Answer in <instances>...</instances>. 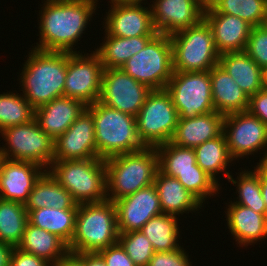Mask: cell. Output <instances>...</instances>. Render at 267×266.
Masks as SVG:
<instances>
[{"instance_id": "cell-20", "label": "cell", "mask_w": 267, "mask_h": 266, "mask_svg": "<svg viewBox=\"0 0 267 266\" xmlns=\"http://www.w3.org/2000/svg\"><path fill=\"white\" fill-rule=\"evenodd\" d=\"M78 99L59 97L34 109L39 127L54 141L61 136L86 109Z\"/></svg>"}, {"instance_id": "cell-23", "label": "cell", "mask_w": 267, "mask_h": 266, "mask_svg": "<svg viewBox=\"0 0 267 266\" xmlns=\"http://www.w3.org/2000/svg\"><path fill=\"white\" fill-rule=\"evenodd\" d=\"M212 101L216 112L228 115L244 112L249 107V96L219 64L209 70Z\"/></svg>"}, {"instance_id": "cell-32", "label": "cell", "mask_w": 267, "mask_h": 266, "mask_svg": "<svg viewBox=\"0 0 267 266\" xmlns=\"http://www.w3.org/2000/svg\"><path fill=\"white\" fill-rule=\"evenodd\" d=\"M194 151L197 165L218 184L216 174L224 172L228 164L233 161L224 134L205 141L195 147Z\"/></svg>"}, {"instance_id": "cell-30", "label": "cell", "mask_w": 267, "mask_h": 266, "mask_svg": "<svg viewBox=\"0 0 267 266\" xmlns=\"http://www.w3.org/2000/svg\"><path fill=\"white\" fill-rule=\"evenodd\" d=\"M154 36L123 38L106 33V42L95 52L99 55L105 69L121 68L133 55L141 51Z\"/></svg>"}, {"instance_id": "cell-6", "label": "cell", "mask_w": 267, "mask_h": 266, "mask_svg": "<svg viewBox=\"0 0 267 266\" xmlns=\"http://www.w3.org/2000/svg\"><path fill=\"white\" fill-rule=\"evenodd\" d=\"M49 168L48 172L77 204L107 200L105 159L53 161Z\"/></svg>"}, {"instance_id": "cell-27", "label": "cell", "mask_w": 267, "mask_h": 266, "mask_svg": "<svg viewBox=\"0 0 267 266\" xmlns=\"http://www.w3.org/2000/svg\"><path fill=\"white\" fill-rule=\"evenodd\" d=\"M16 248L43 258L51 265L57 263L69 252L68 245L61 238L29 222Z\"/></svg>"}, {"instance_id": "cell-35", "label": "cell", "mask_w": 267, "mask_h": 266, "mask_svg": "<svg viewBox=\"0 0 267 266\" xmlns=\"http://www.w3.org/2000/svg\"><path fill=\"white\" fill-rule=\"evenodd\" d=\"M159 170L167 176L177 177L178 172L196 171L194 148L177 146L171 142L156 146Z\"/></svg>"}, {"instance_id": "cell-46", "label": "cell", "mask_w": 267, "mask_h": 266, "mask_svg": "<svg viewBox=\"0 0 267 266\" xmlns=\"http://www.w3.org/2000/svg\"><path fill=\"white\" fill-rule=\"evenodd\" d=\"M51 266H84L83 253L68 252L62 259Z\"/></svg>"}, {"instance_id": "cell-44", "label": "cell", "mask_w": 267, "mask_h": 266, "mask_svg": "<svg viewBox=\"0 0 267 266\" xmlns=\"http://www.w3.org/2000/svg\"><path fill=\"white\" fill-rule=\"evenodd\" d=\"M9 266H51L45 259L25 253L14 247L10 256Z\"/></svg>"}, {"instance_id": "cell-42", "label": "cell", "mask_w": 267, "mask_h": 266, "mask_svg": "<svg viewBox=\"0 0 267 266\" xmlns=\"http://www.w3.org/2000/svg\"><path fill=\"white\" fill-rule=\"evenodd\" d=\"M107 266H136L119 243L98 252Z\"/></svg>"}, {"instance_id": "cell-17", "label": "cell", "mask_w": 267, "mask_h": 266, "mask_svg": "<svg viewBox=\"0 0 267 266\" xmlns=\"http://www.w3.org/2000/svg\"><path fill=\"white\" fill-rule=\"evenodd\" d=\"M151 11L155 30L171 35L197 25L204 19L205 7L197 0H155Z\"/></svg>"}, {"instance_id": "cell-45", "label": "cell", "mask_w": 267, "mask_h": 266, "mask_svg": "<svg viewBox=\"0 0 267 266\" xmlns=\"http://www.w3.org/2000/svg\"><path fill=\"white\" fill-rule=\"evenodd\" d=\"M254 170L259 174L261 195L267 209V159H261Z\"/></svg>"}, {"instance_id": "cell-21", "label": "cell", "mask_w": 267, "mask_h": 266, "mask_svg": "<svg viewBox=\"0 0 267 266\" xmlns=\"http://www.w3.org/2000/svg\"><path fill=\"white\" fill-rule=\"evenodd\" d=\"M219 54L245 51L253 26L239 17L224 13H204Z\"/></svg>"}, {"instance_id": "cell-1", "label": "cell", "mask_w": 267, "mask_h": 266, "mask_svg": "<svg viewBox=\"0 0 267 266\" xmlns=\"http://www.w3.org/2000/svg\"><path fill=\"white\" fill-rule=\"evenodd\" d=\"M98 0H46L41 7L39 44L44 51H74L83 31L95 13ZM96 3V4H95ZM96 5V6H95Z\"/></svg>"}, {"instance_id": "cell-26", "label": "cell", "mask_w": 267, "mask_h": 266, "mask_svg": "<svg viewBox=\"0 0 267 266\" xmlns=\"http://www.w3.org/2000/svg\"><path fill=\"white\" fill-rule=\"evenodd\" d=\"M154 185L158 192L161 210L165 214L176 216L187 211H197L202 207V203L186 190L177 178L167 176L160 170L157 171Z\"/></svg>"}, {"instance_id": "cell-7", "label": "cell", "mask_w": 267, "mask_h": 266, "mask_svg": "<svg viewBox=\"0 0 267 266\" xmlns=\"http://www.w3.org/2000/svg\"><path fill=\"white\" fill-rule=\"evenodd\" d=\"M174 71H209L219 64L210 26L203 19L197 25L170 35Z\"/></svg>"}, {"instance_id": "cell-24", "label": "cell", "mask_w": 267, "mask_h": 266, "mask_svg": "<svg viewBox=\"0 0 267 266\" xmlns=\"http://www.w3.org/2000/svg\"><path fill=\"white\" fill-rule=\"evenodd\" d=\"M226 211L228 229L239 246H248L267 237V217L251 208L230 203Z\"/></svg>"}, {"instance_id": "cell-14", "label": "cell", "mask_w": 267, "mask_h": 266, "mask_svg": "<svg viewBox=\"0 0 267 266\" xmlns=\"http://www.w3.org/2000/svg\"><path fill=\"white\" fill-rule=\"evenodd\" d=\"M223 134L233 160L267 148V126L248 110L225 115ZM266 152L262 159H267Z\"/></svg>"}, {"instance_id": "cell-28", "label": "cell", "mask_w": 267, "mask_h": 266, "mask_svg": "<svg viewBox=\"0 0 267 266\" xmlns=\"http://www.w3.org/2000/svg\"><path fill=\"white\" fill-rule=\"evenodd\" d=\"M24 205L27 212L45 207L55 209L78 208V204L69 191L61 186L48 170L36 181L28 201Z\"/></svg>"}, {"instance_id": "cell-34", "label": "cell", "mask_w": 267, "mask_h": 266, "mask_svg": "<svg viewBox=\"0 0 267 266\" xmlns=\"http://www.w3.org/2000/svg\"><path fill=\"white\" fill-rule=\"evenodd\" d=\"M28 222L23 203L0 199V242L17 247Z\"/></svg>"}, {"instance_id": "cell-33", "label": "cell", "mask_w": 267, "mask_h": 266, "mask_svg": "<svg viewBox=\"0 0 267 266\" xmlns=\"http://www.w3.org/2000/svg\"><path fill=\"white\" fill-rule=\"evenodd\" d=\"M204 13H224L261 26L267 13V0H210Z\"/></svg>"}, {"instance_id": "cell-43", "label": "cell", "mask_w": 267, "mask_h": 266, "mask_svg": "<svg viewBox=\"0 0 267 266\" xmlns=\"http://www.w3.org/2000/svg\"><path fill=\"white\" fill-rule=\"evenodd\" d=\"M248 111L267 126V90L262 88L250 97Z\"/></svg>"}, {"instance_id": "cell-15", "label": "cell", "mask_w": 267, "mask_h": 266, "mask_svg": "<svg viewBox=\"0 0 267 266\" xmlns=\"http://www.w3.org/2000/svg\"><path fill=\"white\" fill-rule=\"evenodd\" d=\"M98 158L92 114L85 109L74 123L54 141L53 161Z\"/></svg>"}, {"instance_id": "cell-38", "label": "cell", "mask_w": 267, "mask_h": 266, "mask_svg": "<svg viewBox=\"0 0 267 266\" xmlns=\"http://www.w3.org/2000/svg\"><path fill=\"white\" fill-rule=\"evenodd\" d=\"M118 243L136 266H147L155 253L152 243L140 230L119 233Z\"/></svg>"}, {"instance_id": "cell-49", "label": "cell", "mask_w": 267, "mask_h": 266, "mask_svg": "<svg viewBox=\"0 0 267 266\" xmlns=\"http://www.w3.org/2000/svg\"><path fill=\"white\" fill-rule=\"evenodd\" d=\"M143 0H111L112 5H118V4H142L141 2Z\"/></svg>"}, {"instance_id": "cell-47", "label": "cell", "mask_w": 267, "mask_h": 266, "mask_svg": "<svg viewBox=\"0 0 267 266\" xmlns=\"http://www.w3.org/2000/svg\"><path fill=\"white\" fill-rule=\"evenodd\" d=\"M84 266H107L102 256L97 253H83Z\"/></svg>"}, {"instance_id": "cell-2", "label": "cell", "mask_w": 267, "mask_h": 266, "mask_svg": "<svg viewBox=\"0 0 267 266\" xmlns=\"http://www.w3.org/2000/svg\"><path fill=\"white\" fill-rule=\"evenodd\" d=\"M20 75L25 99L35 109L63 97L67 52L32 48Z\"/></svg>"}, {"instance_id": "cell-19", "label": "cell", "mask_w": 267, "mask_h": 266, "mask_svg": "<svg viewBox=\"0 0 267 266\" xmlns=\"http://www.w3.org/2000/svg\"><path fill=\"white\" fill-rule=\"evenodd\" d=\"M33 162L3 160L0 173V199L25 204L36 181L46 171Z\"/></svg>"}, {"instance_id": "cell-12", "label": "cell", "mask_w": 267, "mask_h": 266, "mask_svg": "<svg viewBox=\"0 0 267 266\" xmlns=\"http://www.w3.org/2000/svg\"><path fill=\"white\" fill-rule=\"evenodd\" d=\"M103 64L99 55L67 52V74L63 96L81 100L86 106L98 101Z\"/></svg>"}, {"instance_id": "cell-36", "label": "cell", "mask_w": 267, "mask_h": 266, "mask_svg": "<svg viewBox=\"0 0 267 266\" xmlns=\"http://www.w3.org/2000/svg\"><path fill=\"white\" fill-rule=\"evenodd\" d=\"M239 174L238 180L236 181L232 178L229 171H225L228 181L235 184V186L237 183L239 194V198L237 197V199L239 200L231 203L251 208L256 213L264 214L267 217V209L261 195L259 174L255 170H244V172L242 171Z\"/></svg>"}, {"instance_id": "cell-16", "label": "cell", "mask_w": 267, "mask_h": 266, "mask_svg": "<svg viewBox=\"0 0 267 266\" xmlns=\"http://www.w3.org/2000/svg\"><path fill=\"white\" fill-rule=\"evenodd\" d=\"M119 233L140 230L154 216L162 214L160 200L154 184L116 200Z\"/></svg>"}, {"instance_id": "cell-52", "label": "cell", "mask_w": 267, "mask_h": 266, "mask_svg": "<svg viewBox=\"0 0 267 266\" xmlns=\"http://www.w3.org/2000/svg\"><path fill=\"white\" fill-rule=\"evenodd\" d=\"M261 26L267 30V13H266L265 19L263 20V23Z\"/></svg>"}, {"instance_id": "cell-25", "label": "cell", "mask_w": 267, "mask_h": 266, "mask_svg": "<svg viewBox=\"0 0 267 266\" xmlns=\"http://www.w3.org/2000/svg\"><path fill=\"white\" fill-rule=\"evenodd\" d=\"M219 65L249 98L263 88L264 70L245 51L220 54Z\"/></svg>"}, {"instance_id": "cell-4", "label": "cell", "mask_w": 267, "mask_h": 266, "mask_svg": "<svg viewBox=\"0 0 267 266\" xmlns=\"http://www.w3.org/2000/svg\"><path fill=\"white\" fill-rule=\"evenodd\" d=\"M117 211L109 200L78 204L71 253H97L118 243Z\"/></svg>"}, {"instance_id": "cell-31", "label": "cell", "mask_w": 267, "mask_h": 266, "mask_svg": "<svg viewBox=\"0 0 267 266\" xmlns=\"http://www.w3.org/2000/svg\"><path fill=\"white\" fill-rule=\"evenodd\" d=\"M175 215L162 213L149 219L140 231L152 243L155 252H169L181 248L177 239L179 225Z\"/></svg>"}, {"instance_id": "cell-18", "label": "cell", "mask_w": 267, "mask_h": 266, "mask_svg": "<svg viewBox=\"0 0 267 266\" xmlns=\"http://www.w3.org/2000/svg\"><path fill=\"white\" fill-rule=\"evenodd\" d=\"M105 18V33L110 36L131 38L157 34L151 8L141 4L111 5Z\"/></svg>"}, {"instance_id": "cell-51", "label": "cell", "mask_w": 267, "mask_h": 266, "mask_svg": "<svg viewBox=\"0 0 267 266\" xmlns=\"http://www.w3.org/2000/svg\"><path fill=\"white\" fill-rule=\"evenodd\" d=\"M199 1L205 8L209 5L210 0H197Z\"/></svg>"}, {"instance_id": "cell-29", "label": "cell", "mask_w": 267, "mask_h": 266, "mask_svg": "<svg viewBox=\"0 0 267 266\" xmlns=\"http://www.w3.org/2000/svg\"><path fill=\"white\" fill-rule=\"evenodd\" d=\"M77 209H55L50 207L30 210V224L57 235L67 245L70 244L76 223Z\"/></svg>"}, {"instance_id": "cell-53", "label": "cell", "mask_w": 267, "mask_h": 266, "mask_svg": "<svg viewBox=\"0 0 267 266\" xmlns=\"http://www.w3.org/2000/svg\"><path fill=\"white\" fill-rule=\"evenodd\" d=\"M4 156L1 154L0 152V173H1V167H2V164H3V160H4Z\"/></svg>"}, {"instance_id": "cell-48", "label": "cell", "mask_w": 267, "mask_h": 266, "mask_svg": "<svg viewBox=\"0 0 267 266\" xmlns=\"http://www.w3.org/2000/svg\"><path fill=\"white\" fill-rule=\"evenodd\" d=\"M13 246L0 242V266H9Z\"/></svg>"}, {"instance_id": "cell-9", "label": "cell", "mask_w": 267, "mask_h": 266, "mask_svg": "<svg viewBox=\"0 0 267 266\" xmlns=\"http://www.w3.org/2000/svg\"><path fill=\"white\" fill-rule=\"evenodd\" d=\"M179 114L166 89L152 90L136 115L138 136L146 147L171 141Z\"/></svg>"}, {"instance_id": "cell-50", "label": "cell", "mask_w": 267, "mask_h": 266, "mask_svg": "<svg viewBox=\"0 0 267 266\" xmlns=\"http://www.w3.org/2000/svg\"><path fill=\"white\" fill-rule=\"evenodd\" d=\"M263 89L267 90V69L263 72Z\"/></svg>"}, {"instance_id": "cell-11", "label": "cell", "mask_w": 267, "mask_h": 266, "mask_svg": "<svg viewBox=\"0 0 267 266\" xmlns=\"http://www.w3.org/2000/svg\"><path fill=\"white\" fill-rule=\"evenodd\" d=\"M165 89L179 118L215 112L209 71H174Z\"/></svg>"}, {"instance_id": "cell-13", "label": "cell", "mask_w": 267, "mask_h": 266, "mask_svg": "<svg viewBox=\"0 0 267 266\" xmlns=\"http://www.w3.org/2000/svg\"><path fill=\"white\" fill-rule=\"evenodd\" d=\"M151 91L121 68H104L98 102L136 117Z\"/></svg>"}, {"instance_id": "cell-3", "label": "cell", "mask_w": 267, "mask_h": 266, "mask_svg": "<svg viewBox=\"0 0 267 266\" xmlns=\"http://www.w3.org/2000/svg\"><path fill=\"white\" fill-rule=\"evenodd\" d=\"M105 164L107 200L115 202L154 184L159 157L156 147H145L109 157L105 159Z\"/></svg>"}, {"instance_id": "cell-5", "label": "cell", "mask_w": 267, "mask_h": 266, "mask_svg": "<svg viewBox=\"0 0 267 266\" xmlns=\"http://www.w3.org/2000/svg\"><path fill=\"white\" fill-rule=\"evenodd\" d=\"M86 109L93 116L98 158L107 159L146 147L138 136L136 117L98 101Z\"/></svg>"}, {"instance_id": "cell-40", "label": "cell", "mask_w": 267, "mask_h": 266, "mask_svg": "<svg viewBox=\"0 0 267 266\" xmlns=\"http://www.w3.org/2000/svg\"><path fill=\"white\" fill-rule=\"evenodd\" d=\"M245 52L263 70L267 69V30L262 26L252 28Z\"/></svg>"}, {"instance_id": "cell-22", "label": "cell", "mask_w": 267, "mask_h": 266, "mask_svg": "<svg viewBox=\"0 0 267 266\" xmlns=\"http://www.w3.org/2000/svg\"><path fill=\"white\" fill-rule=\"evenodd\" d=\"M224 115L208 112L191 118H179L171 143L188 148H195L205 141L223 133Z\"/></svg>"}, {"instance_id": "cell-8", "label": "cell", "mask_w": 267, "mask_h": 266, "mask_svg": "<svg viewBox=\"0 0 267 266\" xmlns=\"http://www.w3.org/2000/svg\"><path fill=\"white\" fill-rule=\"evenodd\" d=\"M121 69L151 90H163L174 73L170 35L157 33Z\"/></svg>"}, {"instance_id": "cell-37", "label": "cell", "mask_w": 267, "mask_h": 266, "mask_svg": "<svg viewBox=\"0 0 267 266\" xmlns=\"http://www.w3.org/2000/svg\"><path fill=\"white\" fill-rule=\"evenodd\" d=\"M33 119L34 108L23 94H0V132L8 127L27 124Z\"/></svg>"}, {"instance_id": "cell-10", "label": "cell", "mask_w": 267, "mask_h": 266, "mask_svg": "<svg viewBox=\"0 0 267 266\" xmlns=\"http://www.w3.org/2000/svg\"><path fill=\"white\" fill-rule=\"evenodd\" d=\"M0 133L7 142L6 146L8 144L7 148L0 147L5 159L33 162L49 169L53 162L54 140L39 127L35 119L27 124L8 127Z\"/></svg>"}, {"instance_id": "cell-39", "label": "cell", "mask_w": 267, "mask_h": 266, "mask_svg": "<svg viewBox=\"0 0 267 266\" xmlns=\"http://www.w3.org/2000/svg\"><path fill=\"white\" fill-rule=\"evenodd\" d=\"M176 178L201 203L205 201L207 196H213L220 189L218 188L219 184L202 170L197 163L196 171L178 172Z\"/></svg>"}, {"instance_id": "cell-41", "label": "cell", "mask_w": 267, "mask_h": 266, "mask_svg": "<svg viewBox=\"0 0 267 266\" xmlns=\"http://www.w3.org/2000/svg\"><path fill=\"white\" fill-rule=\"evenodd\" d=\"M183 248L169 252H155L147 266H191L190 259Z\"/></svg>"}]
</instances>
